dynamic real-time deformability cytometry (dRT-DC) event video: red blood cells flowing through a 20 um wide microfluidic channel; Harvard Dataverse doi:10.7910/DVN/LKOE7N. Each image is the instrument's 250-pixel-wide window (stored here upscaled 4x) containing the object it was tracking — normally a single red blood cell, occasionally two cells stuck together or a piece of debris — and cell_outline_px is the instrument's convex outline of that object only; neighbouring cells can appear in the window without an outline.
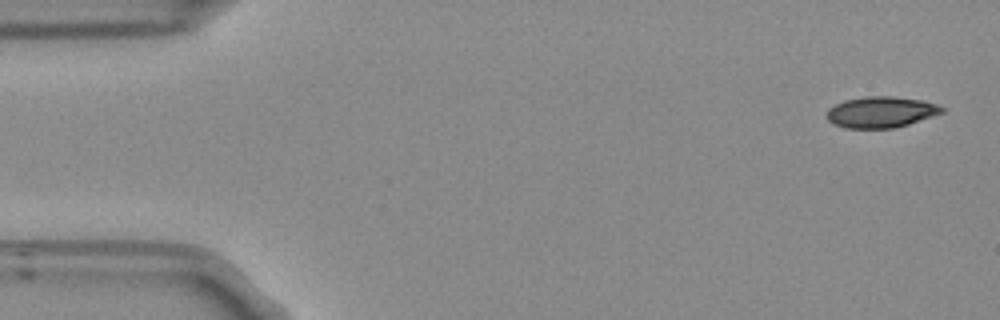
{"species": "Egyptian fruit bat (a non-hibernating species)", "species_latin": "Rousettus aegyptiacus", "temperature_condition": "room temperature", "stored_images_in_passage": 12, "camera_frame_rate_fps": 3000, "um_per_image_px": 0.085, "frame": {"image": 1, "passage_image": 1, "time_ms": 0.0, "image_size_px": [1000, 320], "cell_outline_px": [[944, 112], [908, 124], [892, 128], [844, 128], [832, 124], [828, 120], [828, 108], [844, 100], [864, 96], [892, 96], [920, 100], [936, 104], [944, 108]], "centroid_in_image_um": [74.85, 9.52], "position_along_channel_um": 10.1, "area_um2": 20.75}}